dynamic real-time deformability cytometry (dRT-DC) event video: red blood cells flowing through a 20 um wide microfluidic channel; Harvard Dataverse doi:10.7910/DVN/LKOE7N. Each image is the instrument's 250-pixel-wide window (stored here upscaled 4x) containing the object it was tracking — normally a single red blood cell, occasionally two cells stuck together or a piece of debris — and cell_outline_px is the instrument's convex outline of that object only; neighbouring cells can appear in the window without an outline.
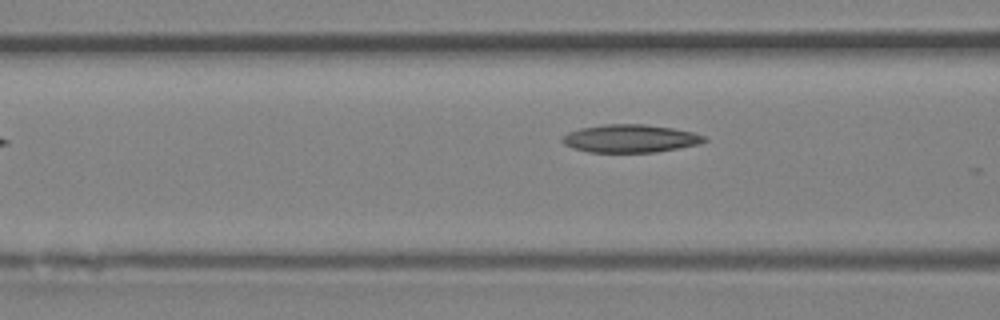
{"species": "Egyptian fruit bat (a non-hibernating species)", "species_latin": "Rousettus aegyptiacus", "temperature_condition": "room temperature", "stored_images_in_passage": 6, "segment_of_instrument_passage": [2, 2], "camera_frame_rate_fps": 3000, "um_per_image_px": 0.085, "animal": {"sex": "female"}, "frame": {"image": 1, "passage_image": 6, "time_ms": 1.667, "image_size_px": [1000, 320], "cell_outline_px": [[708, 140], [700, 144], [656, 152], [588, 152], [572, 148], [564, 144], [560, 140], [568, 132], [580, 128], [604, 124], [644, 124], [672, 128], [692, 132], [704, 136]], "centroid_in_image_um": [53.55, 11.77], "position_along_channel_um": 113.0, "area_um2": 23.12}}